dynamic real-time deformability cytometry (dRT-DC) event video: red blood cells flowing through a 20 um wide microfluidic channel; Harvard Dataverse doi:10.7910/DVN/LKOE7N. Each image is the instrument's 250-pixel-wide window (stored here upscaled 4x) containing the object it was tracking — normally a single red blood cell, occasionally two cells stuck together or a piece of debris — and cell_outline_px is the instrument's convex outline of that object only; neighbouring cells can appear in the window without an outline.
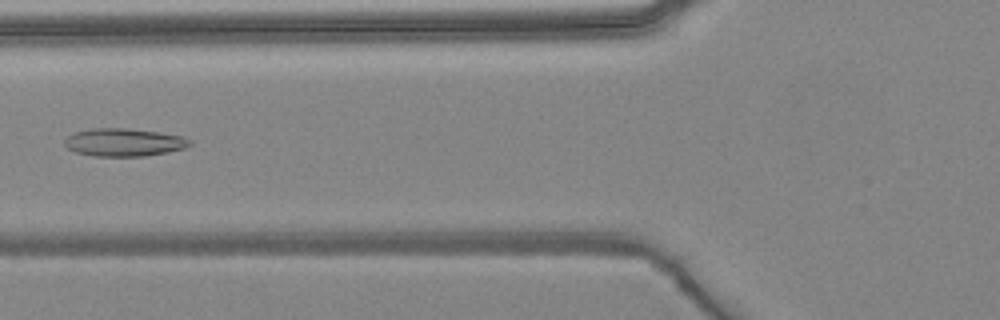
{"species": "common noctule bat (a hibernating species)", "species_latin": "Nyctalus noctula", "temperature_condition": "warm", "stored_images_in_passage": 7, "camera_frame_rate_fps": 3000, "um_per_image_px": 0.085, "animal": {"sex": "female", "body_mass_g": 24.6, "forearm_length_mm": 56.2}, "frame": {"image": 1, "passage_image": 6, "time_ms": 6.0, "image_size_px": [1000, 320], "cell_outline_px": [[192, 144], [184, 148], [168, 152], [144, 156], [96, 156], [76, 152], [68, 148], [64, 144], [64, 140], [68, 136], [76, 132], [92, 128], [124, 128], [160, 132], [184, 136], [192, 140]], "centroid_in_image_um": [10.57, 12.09], "position_along_channel_um": 115.2, "area_um2": 20.35}}
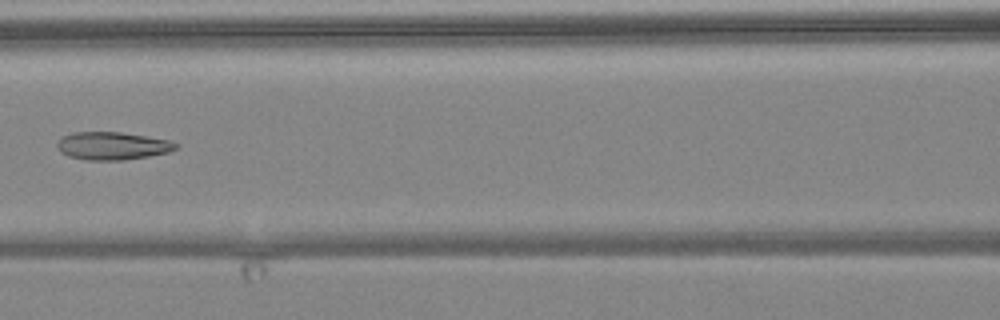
{"frame": {"image": 2, "passage_image": 7, "time_ms": 7.0, "image_size_px": [1000, 320], "cell_outline_px": [[180, 144], [176, 148], [168, 152], [148, 156], [124, 160], [88, 160], [68, 156], [60, 152], [56, 144], [60, 136], [72, 132], [120, 132], [168, 140]], "centroid_in_image_um": [9.5, 12.39], "position_along_channel_um": 157.1, "area_um2": 19.25}}